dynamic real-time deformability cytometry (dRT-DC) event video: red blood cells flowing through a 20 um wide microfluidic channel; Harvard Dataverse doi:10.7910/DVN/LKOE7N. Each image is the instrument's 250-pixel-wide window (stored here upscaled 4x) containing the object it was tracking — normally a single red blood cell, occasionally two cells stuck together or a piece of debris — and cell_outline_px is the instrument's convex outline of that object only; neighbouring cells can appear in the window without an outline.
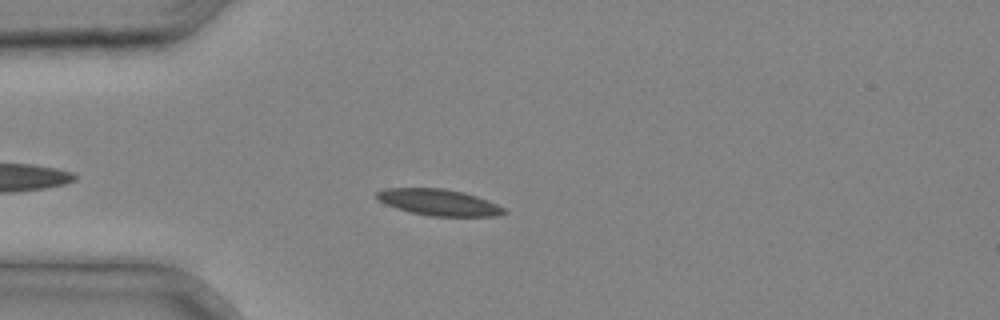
{"species": "common noctule bat (a hibernating species)", "species_latin": "Nyctalus noctula", "temperature_condition": "cold", "stored_images_in_passage": 32, "camera_frame_rate_fps": 3000, "um_per_image_px": 0.085, "animal": {"sex": "male", "body_mass_g": 20.4}, "frame": {"image": 1, "passage_image": 5, "time_ms": 1.333, "image_size_px": [1000, 320], "cell_outline_px": [[508, 212], [496, 216], [428, 216], [396, 208], [384, 204], [376, 200], [376, 192], [384, 188], [440, 188], [464, 192], [488, 200], [504, 208]], "centroid_in_image_um": [37.26, 17.2], "position_along_channel_um": 47.7, "area_um2": 19.59}}
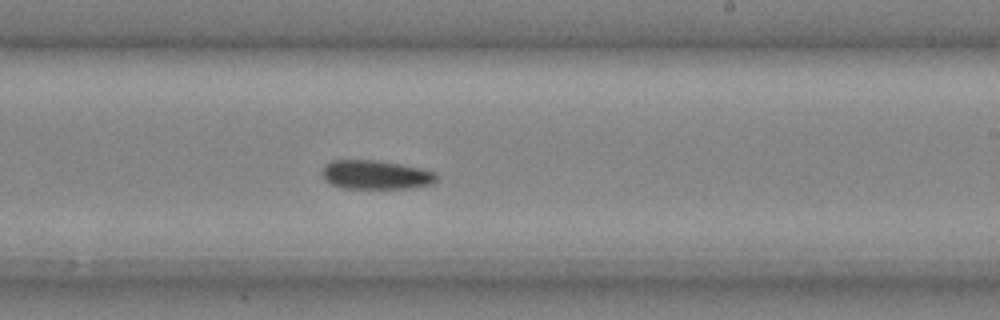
{"frame": {"image": 2, "passage_image": 18, "time_ms": 5.667, "image_size_px": [1000, 320], "cell_outline_px": [[436, 180], [432, 184], [408, 188], [340, 188], [324, 180], [324, 164], [332, 160], [376, 160], [400, 164], [420, 168], [436, 172]], "centroid_in_image_um": [31.94, 14.85], "position_along_channel_um": 257.1, "area_um2": 19.19}}
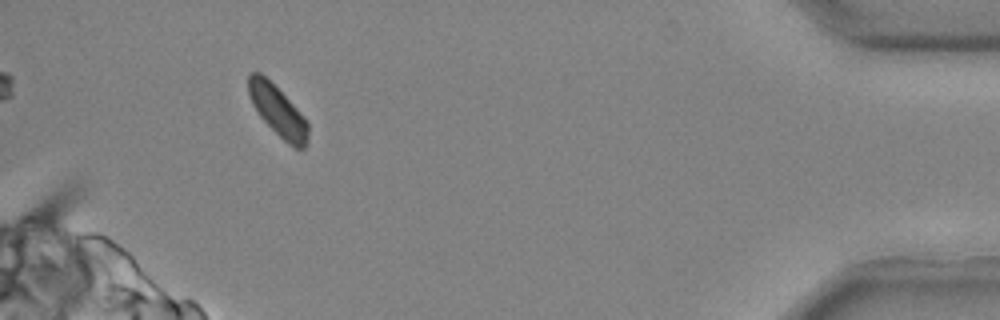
{"frame": {"image": 3, "passage_image": 30, "time_ms": 9.667, "image_size_px": [1000, 320], "cell_outline_px": [[308, 140], [304, 148], [296, 148], [288, 144], [260, 116], [252, 104], [248, 96], [248, 76], [252, 72], [260, 72], [304, 116], [308, 124]], "centroid_in_image_um": [23.6, 9.43], "position_along_channel_um": 411.6, "area_um2": 17.05}}